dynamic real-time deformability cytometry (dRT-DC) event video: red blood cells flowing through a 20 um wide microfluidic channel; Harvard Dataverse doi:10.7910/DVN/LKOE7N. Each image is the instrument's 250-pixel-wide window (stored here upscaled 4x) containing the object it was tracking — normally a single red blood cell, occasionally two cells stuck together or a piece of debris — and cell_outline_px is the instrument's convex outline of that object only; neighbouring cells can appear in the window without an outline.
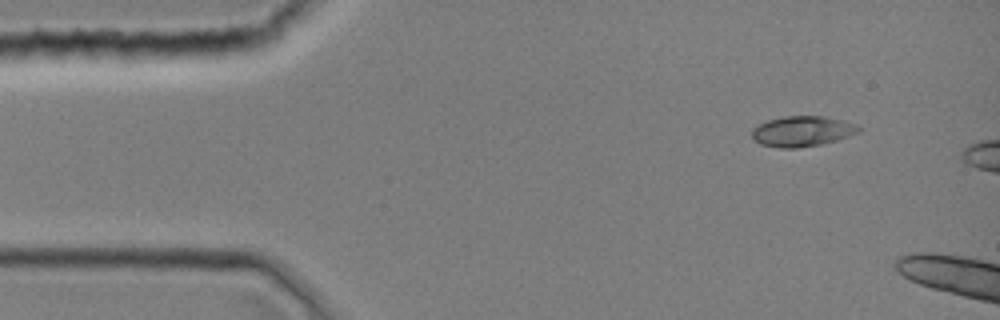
{"species": "common noctule bat (a hibernating species)", "species_latin": "Nyctalus noctula", "temperature_condition": "room temperature", "stored_images_in_passage": 2, "camera_frame_rate_fps": 3000, "um_per_image_px": 0.085, "animal": {"sex": "female", "body_mass_g": 19.0, "forearm_length_mm": 51.5}, "frame": {"image": 1, "passage_image": 1, "time_ms": 0.0, "image_size_px": [1000, 320], "cell_outline_px": [[860, 132], [836, 140], [820, 144], [796, 148], [780, 148], [760, 144], [752, 140], [752, 128], [756, 124], [768, 120], [784, 116], [824, 116], [844, 120], [860, 128]], "centroid_in_image_um": [68.12, 11.15], "position_along_channel_um": 16.9, "area_um2": 18.96}}